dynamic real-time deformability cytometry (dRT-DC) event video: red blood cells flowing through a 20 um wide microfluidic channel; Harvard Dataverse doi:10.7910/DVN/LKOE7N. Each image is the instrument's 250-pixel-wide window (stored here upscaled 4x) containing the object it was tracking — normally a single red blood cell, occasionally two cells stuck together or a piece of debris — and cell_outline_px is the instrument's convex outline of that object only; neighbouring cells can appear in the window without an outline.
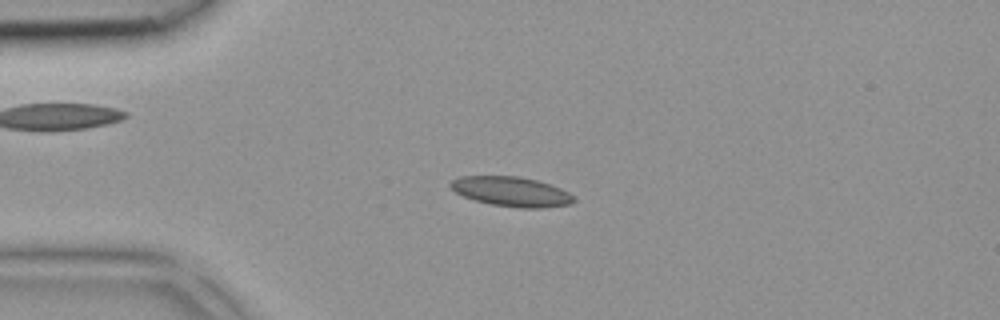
{"species": "common noctule bat (a hibernating species)", "species_latin": "Nyctalus noctula", "temperature_condition": "room temperature", "stored_images_in_passage": 41, "camera_frame_rate_fps": 3000, "um_per_image_px": 0.085, "animal": {"sex": "female", "body_mass_g": 18.4}, "frame": {"image": 1, "passage_image": 9, "time_ms": 2.667, "image_size_px": [1000, 320], "cell_outline_px": [[576, 200], [572, 204], [540, 208], [520, 208], [492, 204], [476, 200], [464, 196], [456, 192], [448, 184], [452, 180], [460, 176], [520, 176], [536, 180], [560, 188], [568, 192]], "centroid_in_image_um": [43.47, 16.28], "position_along_channel_um": 41.5, "area_um2": 21.15}}
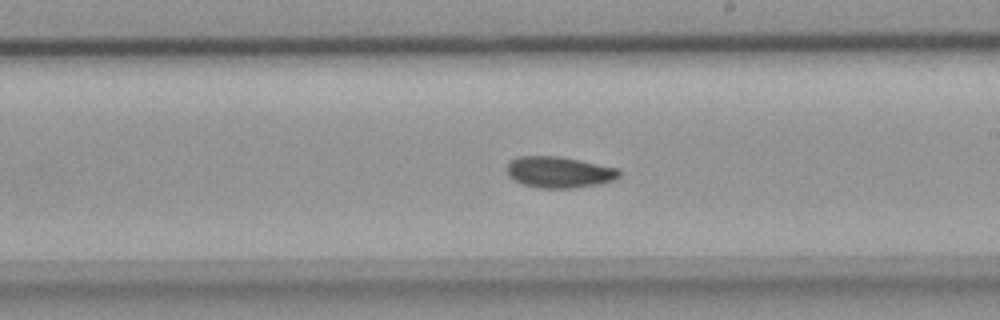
{"frame": {"image": 2, "passage_image": 23, "time_ms": 7.333, "image_size_px": [1000, 320], "cell_outline_px": [[620, 176], [612, 180], [596, 184], [572, 188], [540, 188], [524, 184], [508, 176], [508, 160], [520, 156], [556, 156], [616, 168], [620, 172]], "centroid_in_image_um": [47.47, 14.63], "position_along_channel_um": 241.5, "area_um2": 19.94}}
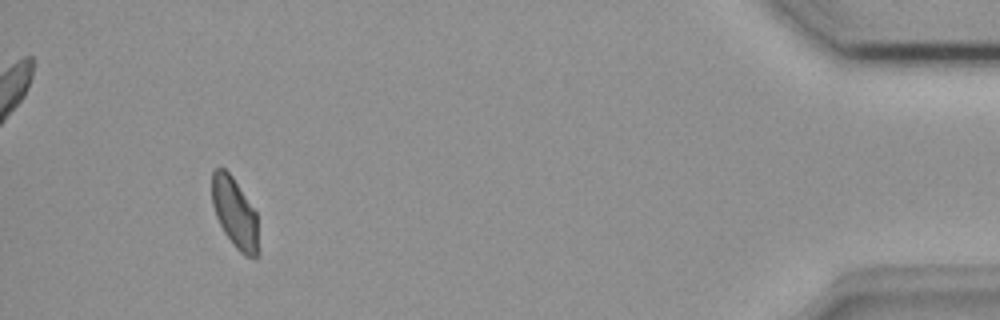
{"frame": {"image": 3, "passage_image": 38, "time_ms": 12.333, "image_size_px": [1000, 320], "cell_outline_px": [[260, 252], [256, 256], [244, 256], [236, 248], [224, 232], [216, 216], [212, 204], [212, 172], [216, 168], [224, 168], [232, 176], [256, 212]], "centroid_in_image_um": [19.97, 18.12], "position_along_channel_um": 415.2, "area_um2": 19.02}}